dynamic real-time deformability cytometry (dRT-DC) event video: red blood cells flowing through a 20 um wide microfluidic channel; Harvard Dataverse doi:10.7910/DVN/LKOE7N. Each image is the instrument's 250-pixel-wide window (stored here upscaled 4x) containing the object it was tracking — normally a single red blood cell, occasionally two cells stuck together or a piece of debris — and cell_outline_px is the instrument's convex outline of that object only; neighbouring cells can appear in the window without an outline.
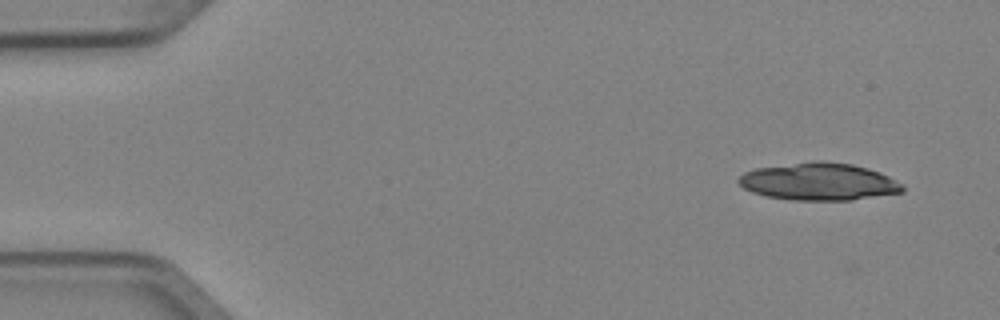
{"species": "Egyptian fruit bat (a non-hibernating species)", "species_latin": "Rousettus aegyptiacus", "temperature_condition": "cold", "stored_images_in_passage": 4, "camera_frame_rate_fps": 3000, "um_per_image_px": 0.085, "animal": {"sex": "female"}, "frame": {"image": 1, "passage_image": 1, "time_ms": 0.0, "image_size_px": [1000, 320], "cell_outline_px": [[904, 192], [852, 200], [792, 200], [768, 196], [752, 192], [744, 188], [736, 180], [744, 172], [756, 168], [812, 160], [820, 160], [852, 164], [868, 168], [880, 172], [904, 184]], "centroid_in_image_um": [69.62, 15.43], "position_along_channel_um": 15.4, "area_um2": 35.95}}